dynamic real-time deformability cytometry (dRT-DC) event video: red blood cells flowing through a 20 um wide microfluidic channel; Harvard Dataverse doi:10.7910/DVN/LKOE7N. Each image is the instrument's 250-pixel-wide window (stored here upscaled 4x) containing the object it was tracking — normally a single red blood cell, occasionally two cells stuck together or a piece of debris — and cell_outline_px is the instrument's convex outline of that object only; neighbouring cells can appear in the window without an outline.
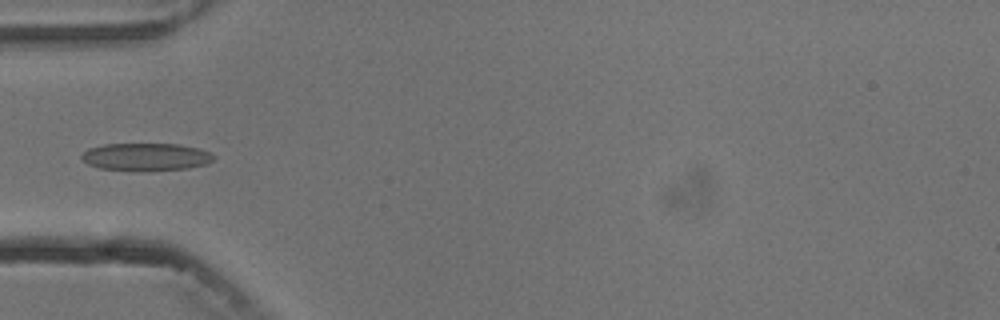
{"species": "common noctule bat (a hibernating species)", "species_latin": "Nyctalus noctula", "temperature_condition": "cold", "stored_images_in_passage": 6, "camera_frame_rate_fps": 3000, "um_per_image_px": 0.085, "animal": {"sex": "male", "body_mass_g": 13.3}, "frame": {"image": 1, "passage_image": 5, "time_ms": 5.667, "image_size_px": [1000, 320], "cell_outline_px": [[216, 156], [208, 164], [188, 168], [148, 172], [100, 168], [88, 164], [80, 156], [88, 148], [104, 144], [180, 144], [200, 148]], "centroid_in_image_um": [12.44, 13.34], "position_along_channel_um": 72.6, "area_um2": 21.56}}
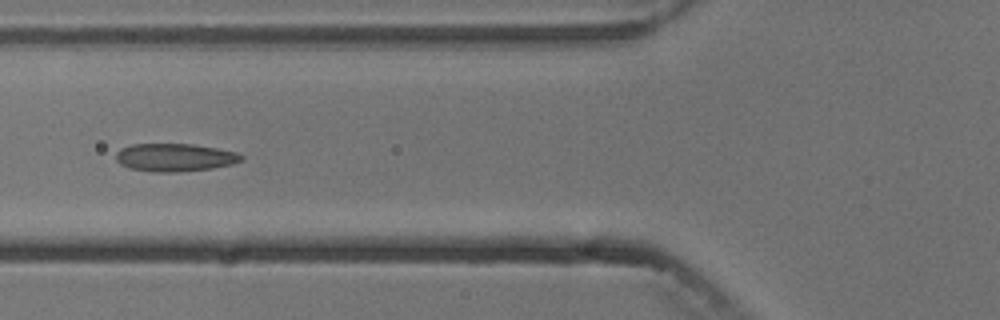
{"frame": {"image": 2, "passage_image": 6, "time_ms": 6.667, "image_size_px": [1000, 320], "cell_outline_px": [[244, 160], [232, 164], [212, 168], [176, 172], [156, 172], [128, 168], [120, 164], [116, 160], [116, 152], [120, 148], [132, 144], [192, 144], [216, 148], [236, 152], [244, 156]], "centroid_in_image_um": [14.85, 13.38], "position_along_channel_um": 111.0, "area_um2": 20.46}}